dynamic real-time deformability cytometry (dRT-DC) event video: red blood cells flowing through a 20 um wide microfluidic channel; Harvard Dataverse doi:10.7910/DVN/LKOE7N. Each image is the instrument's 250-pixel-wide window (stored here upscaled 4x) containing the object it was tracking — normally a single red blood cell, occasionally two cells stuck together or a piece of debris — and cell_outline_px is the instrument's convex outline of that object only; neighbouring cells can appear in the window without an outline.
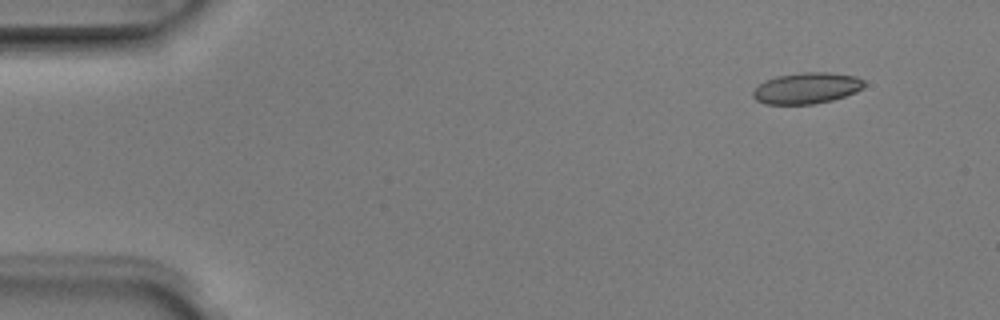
{"species": "Egyptian fruit bat (a non-hibernating species)", "species_latin": "Rousettus aegyptiacus", "temperature_condition": "room temperature", "stored_images_in_passage": 3, "camera_frame_rate_fps": 3000, "um_per_image_px": 0.085, "animal": {"sex": "male"}, "frame": {"image": 1, "passage_image": 1, "time_ms": 0.0, "image_size_px": [1000, 320], "cell_outline_px": [[864, 88], [856, 92], [832, 100], [812, 104], [764, 104], [756, 100], [752, 96], [752, 92], [764, 80], [776, 76], [804, 72], [828, 72], [856, 76], [864, 80]], "centroid_in_image_um": [68.56, 7.49], "position_along_channel_um": 16.4, "area_um2": 20.23}}
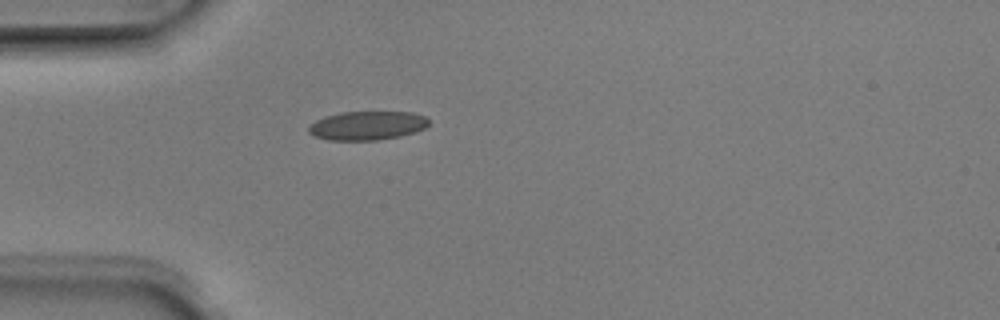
{"frame": {"image": 2, "passage_image": 3, "time_ms": 0.667, "image_size_px": [1000, 320], "cell_outline_px": [[428, 124], [424, 128], [416, 132], [400, 136], [376, 140], [328, 140], [316, 136], [308, 132], [308, 128], [316, 120], [324, 116], [340, 112], [412, 112], [424, 116], [428, 120]], "centroid_in_image_um": [31.21, 10.67], "position_along_channel_um": 53.8, "area_um2": 20.11}}